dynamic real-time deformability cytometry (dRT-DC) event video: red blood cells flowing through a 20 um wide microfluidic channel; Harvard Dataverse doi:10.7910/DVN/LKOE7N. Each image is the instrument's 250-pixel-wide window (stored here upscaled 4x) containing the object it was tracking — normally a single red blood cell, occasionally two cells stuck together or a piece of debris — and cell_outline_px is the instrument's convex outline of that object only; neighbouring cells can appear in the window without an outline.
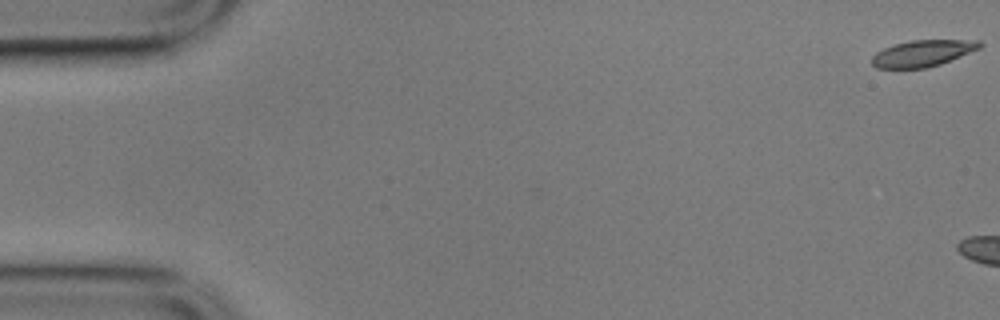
{"species": "common noctule bat (a hibernating species)", "species_latin": "Nyctalus noctula", "temperature_condition": "cold", "stored_images_in_passage": 6, "camera_frame_rate_fps": 3000, "um_per_image_px": 0.085, "animal": {"sex": "male", "body_mass_g": 17.9}, "frame": {"image": 1, "passage_image": 1, "time_ms": 0.0, "image_size_px": [1000, 320], "cell_outline_px": [[984, 44], [980, 48], [940, 64], [924, 68], [876, 68], [872, 64], [872, 56], [876, 52], [884, 48], [896, 44], [912, 40], [980, 40]], "centroid_in_image_um": [78.44, 4.52], "position_along_channel_um": 6.6, "area_um2": 16.47}}